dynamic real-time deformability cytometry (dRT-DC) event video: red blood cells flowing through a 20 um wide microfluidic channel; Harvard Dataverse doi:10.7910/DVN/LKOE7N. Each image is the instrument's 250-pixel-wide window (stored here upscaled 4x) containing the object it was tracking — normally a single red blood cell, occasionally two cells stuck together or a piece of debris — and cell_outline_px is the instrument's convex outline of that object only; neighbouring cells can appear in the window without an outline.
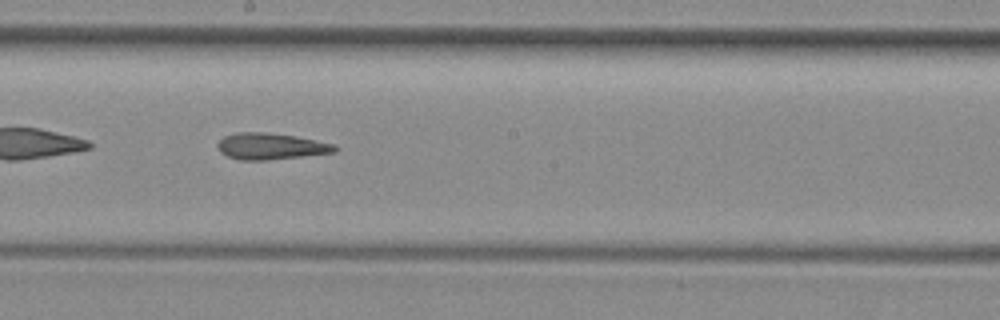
{"species": "common noctule bat (a hibernating species)", "species_latin": "Nyctalus noctula", "temperature_condition": "room temperature", "stored_images_in_passage": 42, "camera_frame_rate_fps": 3000, "um_per_image_px": 0.085, "animal": {"sex": "female", "body_mass_g": 29.2, "forearm_length_mm": 56.3}, "frame": {"image": 1, "passage_image": 24, "time_ms": 7.667, "image_size_px": [1000, 320], "cell_outline_px": [[340, 148], [336, 152], [268, 160], [240, 160], [228, 156], [220, 152], [216, 144], [224, 136], [236, 132], [264, 132], [296, 136], [336, 144]], "centroid_in_image_um": [23.04, 12.43], "position_along_channel_um": 225.2, "area_um2": 18.15}}